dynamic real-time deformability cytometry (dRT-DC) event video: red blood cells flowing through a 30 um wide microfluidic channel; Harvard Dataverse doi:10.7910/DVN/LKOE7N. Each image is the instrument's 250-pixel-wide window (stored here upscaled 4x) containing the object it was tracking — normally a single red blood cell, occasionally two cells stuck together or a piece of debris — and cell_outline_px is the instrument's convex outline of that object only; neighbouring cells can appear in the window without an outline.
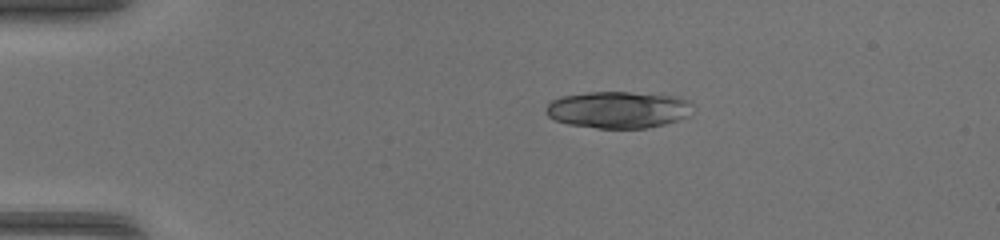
{"species": "common noctule bat (a hibernating species)", "species_latin": "Nyctalus noctula", "temperature_condition": "warm", "stored_images_in_passage": 37, "camera_frame_rate_fps": 3000, "um_per_image_px": 0.085, "animal": {"sex": "female", "body_mass_g": 17.0, "forearm_length_mm": 48.0}, "frame": {"image": 1, "passage_image": 1, "time_ms": 0.0, "image_size_px": [1000, 240], "cell_outline_px": [[692, 104], [688, 116], [664, 124], [644, 128], [596, 128], [568, 124], [556, 120], [548, 116], [548, 104], [552, 100], [564, 96], [588, 92], [628, 92], [680, 96], [688, 100]], "centroid_in_image_um": [52.58, 9.32], "position_along_channel_um": 32.4, "area_um2": 31.21}}